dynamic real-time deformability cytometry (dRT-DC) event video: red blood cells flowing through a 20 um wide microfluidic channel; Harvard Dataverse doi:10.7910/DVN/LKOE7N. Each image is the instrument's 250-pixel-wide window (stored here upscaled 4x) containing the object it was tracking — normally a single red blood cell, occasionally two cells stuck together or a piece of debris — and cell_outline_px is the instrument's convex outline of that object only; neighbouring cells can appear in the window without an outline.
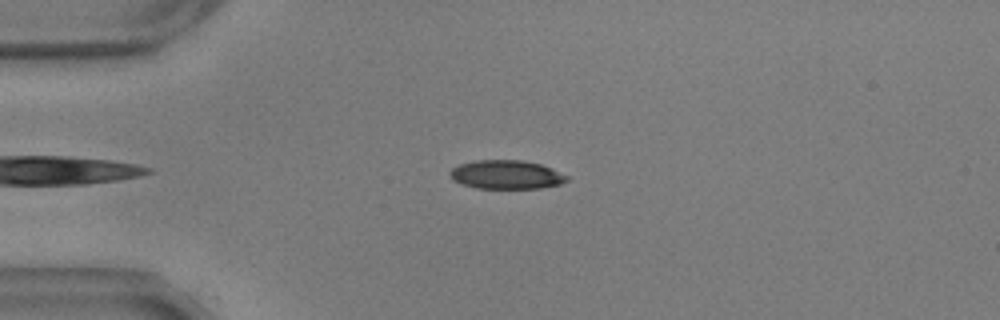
{"species": "common noctule bat (a hibernating species)", "species_latin": "Nyctalus noctula", "temperature_condition": "warm", "stored_images_in_passage": 44, "camera_frame_rate_fps": 3000, "um_per_image_px": 0.085, "animal": {"sex": "male", "body_mass_g": 17.9, "forearm_length_mm": 54.2}, "frame": {"image": 1, "passage_image": 6, "time_ms": 1.667, "image_size_px": [1000, 320], "cell_outline_px": [[568, 180], [560, 184], [540, 188], [476, 188], [460, 184], [452, 180], [448, 176], [448, 172], [452, 168], [460, 164], [476, 160], [524, 160], [540, 164], [552, 168], [568, 176]], "centroid_in_image_um": [43.0, 14.84], "position_along_channel_um": 42.0, "area_um2": 19.77}}
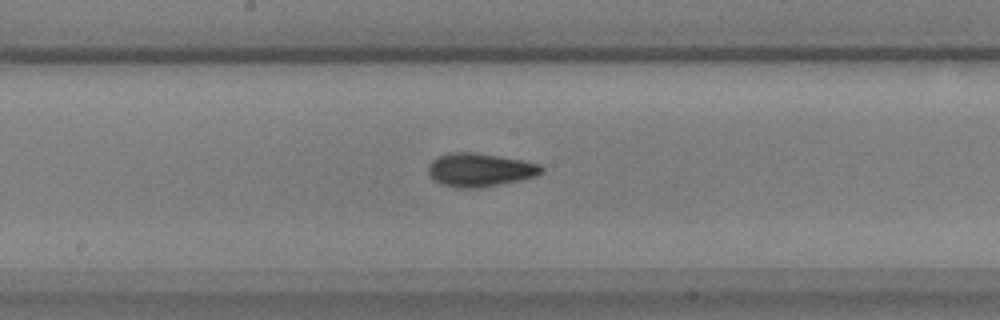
{"frame": {"image": 2, "passage_image": 22, "time_ms": 7.0, "image_size_px": [1000, 320], "cell_outline_px": [[544, 172], [536, 176], [520, 180], [476, 188], [456, 188], [440, 184], [432, 180], [428, 172], [428, 164], [436, 156], [448, 152], [476, 152], [500, 156], [540, 164], [544, 168]], "centroid_in_image_um": [40.74, 14.43], "position_along_channel_um": 207.5, "area_um2": 22.31}}
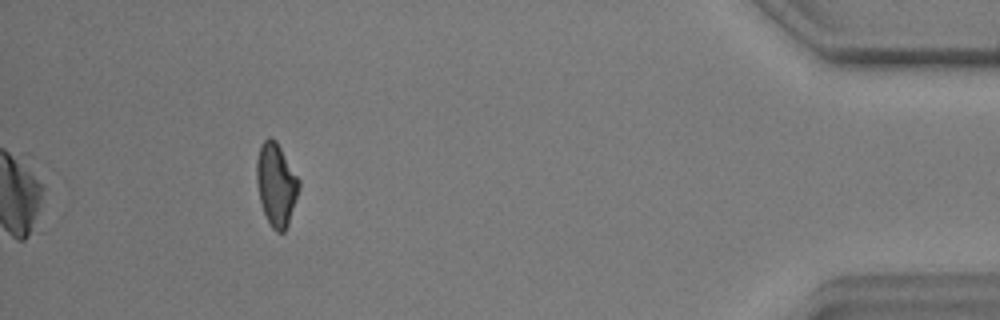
{"frame": {"image": 3, "passage_image": 44, "time_ms": 14.333, "image_size_px": [1000, 320], "cell_outline_px": [[300, 188], [288, 224], [284, 232], [276, 232], [272, 228], [264, 212], [260, 200], [256, 180], [256, 160], [260, 144], [268, 136], [272, 136], [276, 140], [300, 180]], "centroid_in_image_um": [23.47, 15.64], "position_along_channel_um": 411.7, "area_um2": 20.52}, "authors_computed_cell_mechanics": {"area_um2": 20.8947, "velocity_mm_per_s": 3.5635, "shape_relaxation_time_tau1_ms": 3.5609, "shape_relaxation_time_tau2_ms": 2.7041, "deformation_change_tau1": 0.1353, "deformation_change_tau2": 0.0885}}